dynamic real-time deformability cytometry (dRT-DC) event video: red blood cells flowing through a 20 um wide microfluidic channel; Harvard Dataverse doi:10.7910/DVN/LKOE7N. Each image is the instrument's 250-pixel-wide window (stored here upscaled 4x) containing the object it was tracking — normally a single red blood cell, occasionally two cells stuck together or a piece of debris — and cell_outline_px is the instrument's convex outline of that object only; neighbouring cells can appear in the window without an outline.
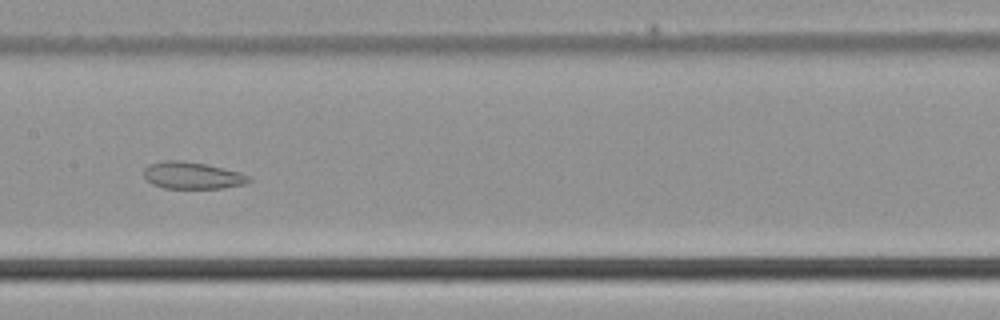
{"species": "common noctule bat (a hibernating species)", "species_latin": "Nyctalus noctula", "temperature_condition": "cold", "stored_images_in_passage": 52, "segment_of_instrument_passage": [2, 2], "camera_frame_rate_fps": 3000, "um_per_image_px": 0.085, "animal": {"sex": "male", "body_mass_g": 21.5, "forearm_length_mm": 52.0}, "frame": {"image": 1, "passage_image": 27, "time_ms": 8.667, "image_size_px": [1000, 320], "cell_outline_px": [[252, 180], [244, 184], [220, 188], [164, 188], [152, 184], [144, 176], [144, 168], [148, 164], [164, 160], [176, 160], [204, 164], [240, 172], [248, 176]], "centroid_in_image_um": [16.31, 14.91], "position_along_channel_um": 191.1, "area_um2": 16.3}}
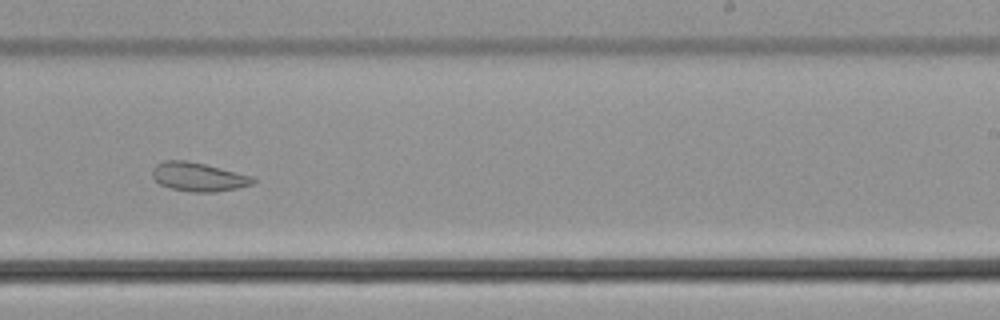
{"frame": {"image": 2, "passage_image": 33, "time_ms": 10.667, "image_size_px": [1000, 320], "cell_outline_px": [[256, 180], [252, 184], [236, 188], [216, 192], [192, 192], [172, 188], [160, 184], [152, 176], [152, 168], [156, 164], [164, 160], [188, 160], [256, 176]], "centroid_in_image_um": [16.89, 15.02], "position_along_channel_um": 272.1, "area_um2": 17.05}}
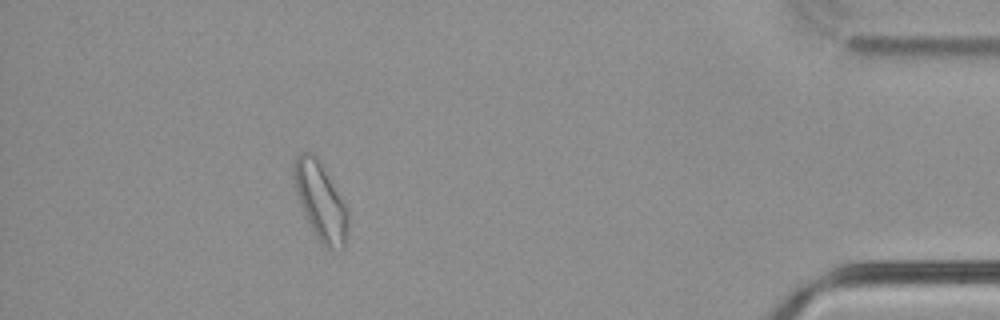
{"frame": {"image": 3, "passage_image": 47, "time_ms": 15.333, "image_size_px": [1000, 320], "cell_outline_px": [[348, 228], [344, 248], [328, 248], [320, 244], [300, 204], [292, 172], [296, 156], [300, 152], [312, 152], [316, 156], [348, 208]], "centroid_in_image_um": [27.26, 17.11], "position_along_channel_um": 407.9, "area_um2": 24.1}}